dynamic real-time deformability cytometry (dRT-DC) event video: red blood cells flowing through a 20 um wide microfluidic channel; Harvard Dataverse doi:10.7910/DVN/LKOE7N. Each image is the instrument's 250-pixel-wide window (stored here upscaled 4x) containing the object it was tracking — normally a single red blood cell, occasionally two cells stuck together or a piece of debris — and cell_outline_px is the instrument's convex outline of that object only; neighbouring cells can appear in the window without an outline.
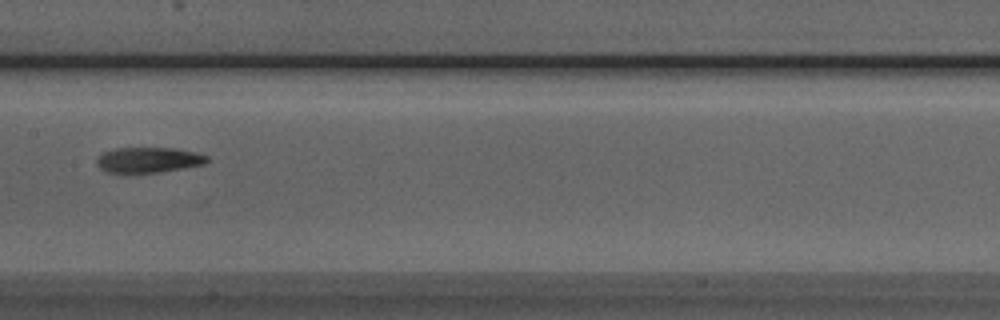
{"species": "Egyptian fruit bat (a non-hibernating species)", "species_latin": "Rousettus aegyptiacus", "temperature_condition": "room temperature", "stored_images_in_passage": 6, "camera_frame_rate_fps": 3000, "um_per_image_px": 0.085, "animal": {"sex": "male"}, "frame": {"image": 1, "passage_image": 6, "time_ms": 6.0, "image_size_px": [1000, 320], "cell_outline_px": [[212, 160], [204, 164], [184, 168], [160, 172], [108, 172], [100, 168], [96, 164], [96, 160], [104, 152], [116, 148], [176, 148], [196, 152], [208, 156]], "centroid_in_image_um": [12.69, 13.58], "position_along_channel_um": 194.7, "area_um2": 16.3}}